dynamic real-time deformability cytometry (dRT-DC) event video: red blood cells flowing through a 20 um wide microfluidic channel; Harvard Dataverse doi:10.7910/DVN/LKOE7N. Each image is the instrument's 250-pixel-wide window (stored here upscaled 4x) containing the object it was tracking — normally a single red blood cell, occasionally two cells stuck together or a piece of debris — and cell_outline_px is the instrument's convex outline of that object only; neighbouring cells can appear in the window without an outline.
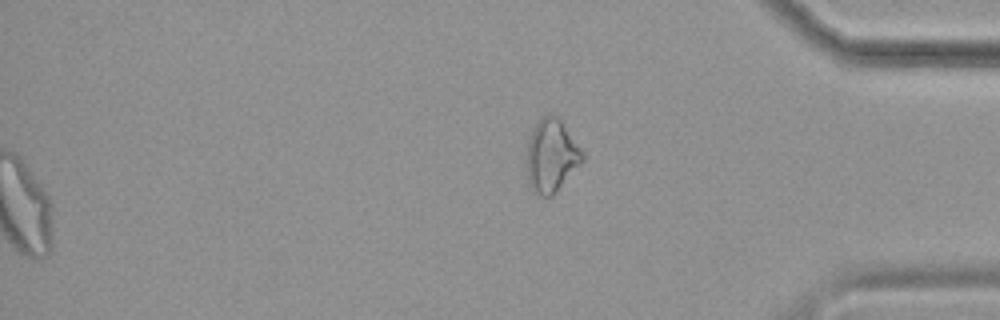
{"species": "common noctule bat (a hibernating species)", "species_latin": "Nyctalus noctula", "temperature_condition": "cold", "stored_images_in_passage": 58, "segment_of_instrument_passage": [2, 2], "camera_frame_rate_fps": 3000, "um_per_image_px": 0.085, "animal": {"sex": "female", "body_mass_g": 19.9}, "frame": {"image": 1, "passage_image": 58, "time_ms": 19.0, "image_size_px": [1000, 320], "cell_outline_px": [[584, 160], [556, 192], [552, 196], [540, 196], [532, 192], [528, 180], [524, 160], [528, 136], [532, 128], [544, 116], [556, 116], [564, 124], [584, 152]], "centroid_in_image_um": [46.83, 13.27], "position_along_channel_um": 388.4, "area_um2": 24.1}}